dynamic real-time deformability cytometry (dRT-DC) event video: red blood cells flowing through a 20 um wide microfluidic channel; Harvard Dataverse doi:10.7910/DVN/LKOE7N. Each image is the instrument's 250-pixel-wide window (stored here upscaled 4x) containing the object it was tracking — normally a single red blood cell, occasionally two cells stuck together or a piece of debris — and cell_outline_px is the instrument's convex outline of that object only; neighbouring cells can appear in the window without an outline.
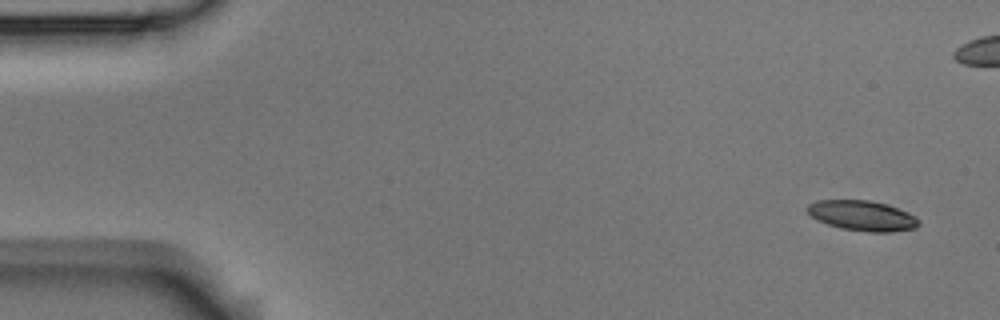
{"species": "Egyptian fruit bat (a non-hibernating species)", "species_latin": "Rousettus aegyptiacus", "temperature_condition": "room temperature", "stored_images_in_passage": 7, "camera_frame_rate_fps": 3000, "um_per_image_px": 0.085, "animal": {"sex": "male"}, "frame": {"image": 1, "passage_image": 1, "time_ms": 0.0, "image_size_px": [1000, 320], "cell_outline_px": [[920, 224], [916, 228], [888, 232], [868, 232], [840, 228], [816, 220], [808, 212], [808, 204], [816, 200], [868, 200], [884, 204], [908, 212], [916, 216]], "centroid_in_image_um": [73.29, 18.34], "position_along_channel_um": 11.7, "area_um2": 19.48}}
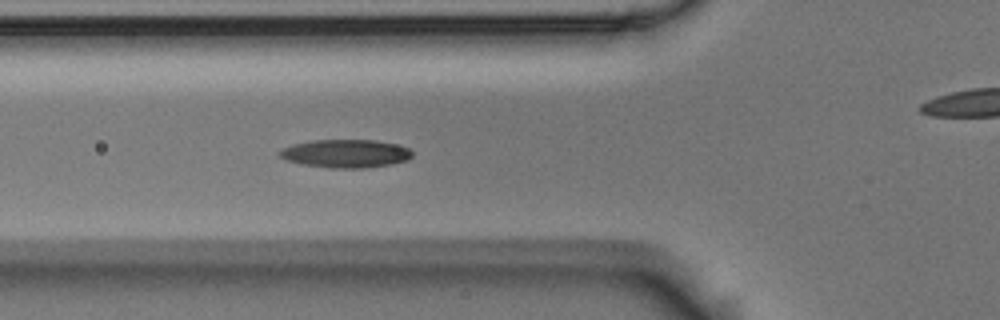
{"frame": {"image": 2, "passage_image": 6, "time_ms": 1.667, "image_size_px": [1000, 320], "cell_outline_px": [[412, 156], [408, 160], [392, 164], [364, 168], [332, 168], [304, 164], [288, 160], [280, 156], [276, 152], [292, 144], [312, 140], [376, 140], [396, 144], [408, 148], [412, 152]], "centroid_in_image_um": [29.4, 13.05], "position_along_channel_um": 96.4, "area_um2": 21.73}}